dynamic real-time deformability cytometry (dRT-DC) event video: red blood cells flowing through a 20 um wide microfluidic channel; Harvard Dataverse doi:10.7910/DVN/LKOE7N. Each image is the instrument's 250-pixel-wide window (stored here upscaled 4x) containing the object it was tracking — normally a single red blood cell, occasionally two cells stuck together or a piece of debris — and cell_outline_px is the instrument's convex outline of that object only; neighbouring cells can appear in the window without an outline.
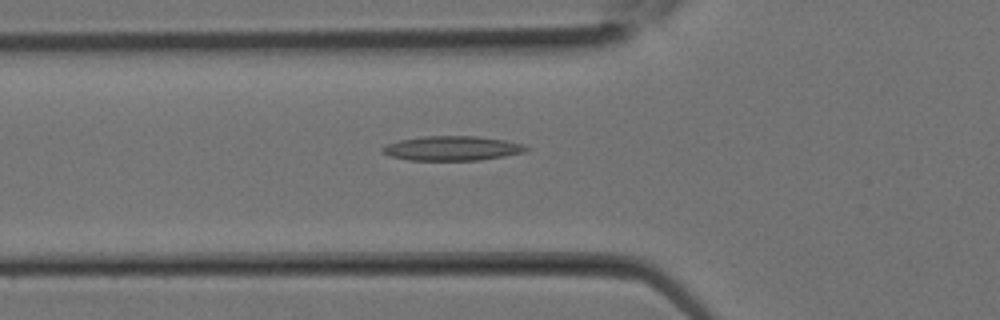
{"species": "Egyptian fruit bat (a non-hibernating species)", "species_latin": "Rousettus aegyptiacus", "temperature_condition": "room temperature", "stored_images_in_passage": 8, "camera_frame_rate_fps": 3000, "um_per_image_px": 0.085, "animal": {"sex": "female"}, "frame": {"image": 1, "passage_image": 6, "time_ms": 1.667, "image_size_px": [1000, 320], "cell_outline_px": [[532, 148], [524, 152], [504, 156], [480, 160], [408, 160], [388, 156], [380, 152], [380, 148], [388, 144], [400, 140], [424, 136], [476, 136], [504, 140], [524, 144]], "centroid_in_image_um": [38.42, 12.61], "position_along_channel_um": 87.4, "area_um2": 20.63}}
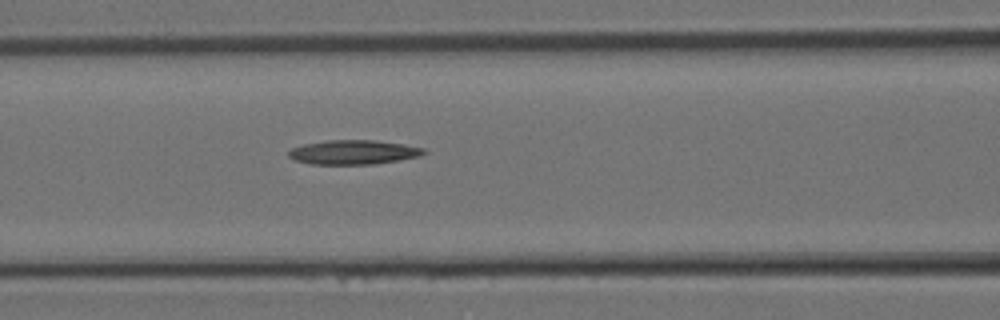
{"frame": {"image": 2, "passage_image": 8, "time_ms": 2.333, "image_size_px": [1000, 320], "cell_outline_px": [[428, 152], [420, 156], [372, 164], [312, 164], [296, 160], [288, 156], [288, 152], [292, 148], [304, 144], [328, 140], [376, 140], [404, 144], [424, 148]], "centroid_in_image_um": [30.06, 12.93], "position_along_channel_um": 136.5, "area_um2": 19.02}}